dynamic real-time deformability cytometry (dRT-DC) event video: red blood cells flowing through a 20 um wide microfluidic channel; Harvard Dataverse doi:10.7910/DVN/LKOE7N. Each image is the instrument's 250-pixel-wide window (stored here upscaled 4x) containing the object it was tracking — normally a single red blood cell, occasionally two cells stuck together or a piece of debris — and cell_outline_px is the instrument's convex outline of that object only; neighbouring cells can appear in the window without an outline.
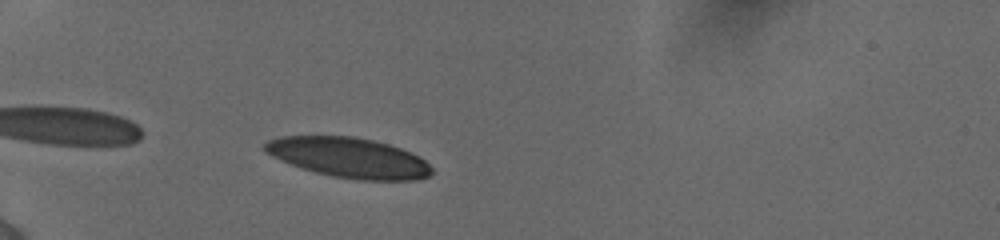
{"species": "human", "species_latin": "Homo sapiens", "temperature_condition": "cold", "stored_images_in_passage": 38, "camera_frame_rate_fps": 3000, "um_per_image_px": 0.085, "donor": {"sex": "female"}, "frame": {"image": 1, "passage_image": 3, "time_ms": 1.0, "image_size_px": [1000, 240], "cell_outline_px": [[432, 176], [420, 180], [360, 180], [332, 176], [316, 172], [280, 160], [264, 152], [260, 144], [268, 140], [280, 136], [356, 136], [388, 144], [412, 152], [424, 160], [432, 168]], "centroid_in_image_um": [29.65, 13.39], "position_along_channel_um": 55.3, "area_um2": 39.19}}
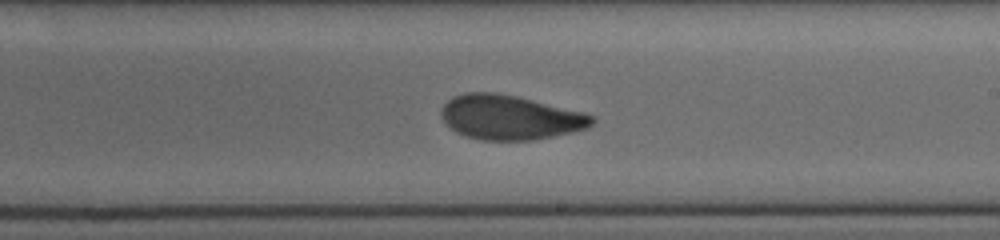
{"frame": {"image": 2, "passage_image": 19, "time_ms": 6.667, "image_size_px": [1000, 240], "cell_outline_px": [[596, 120], [588, 128], [572, 132], [532, 140], [480, 140], [456, 132], [440, 116], [440, 112], [444, 104], [448, 100], [456, 96], [468, 92], [496, 92], [516, 96], [584, 112], [596, 116]], "centroid_in_image_um": [43.38, 9.97], "position_along_channel_um": 245.6, "area_um2": 38.96}}
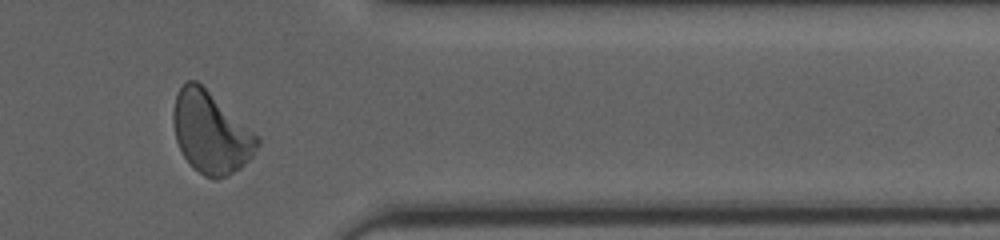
{"frame": {"image": 3, "passage_image": 35, "time_ms": 10.667, "image_size_px": [1000, 240], "cell_outline_px": [[260, 144], [252, 156], [240, 168], [228, 176], [216, 180], [204, 176], [192, 168], [184, 156], [176, 140], [172, 120], [172, 112], [176, 92], [188, 80], [196, 80], [260, 136]], "centroid_in_image_um": [17.92, 11.28], "position_along_channel_um": 393.5, "area_um2": 40.11}, "authors_computed_cell_mechanics": {"area_um2": 38.9572, "velocity_mm_per_s": 3.8659, "shape_relaxation_time_tau1_ms": 4.4852, "shape_relaxation_time_tau2_ms": 1.4831, "deformation_change_tau1": 0.1694, "deformation_change_tau2": 0.0763}}